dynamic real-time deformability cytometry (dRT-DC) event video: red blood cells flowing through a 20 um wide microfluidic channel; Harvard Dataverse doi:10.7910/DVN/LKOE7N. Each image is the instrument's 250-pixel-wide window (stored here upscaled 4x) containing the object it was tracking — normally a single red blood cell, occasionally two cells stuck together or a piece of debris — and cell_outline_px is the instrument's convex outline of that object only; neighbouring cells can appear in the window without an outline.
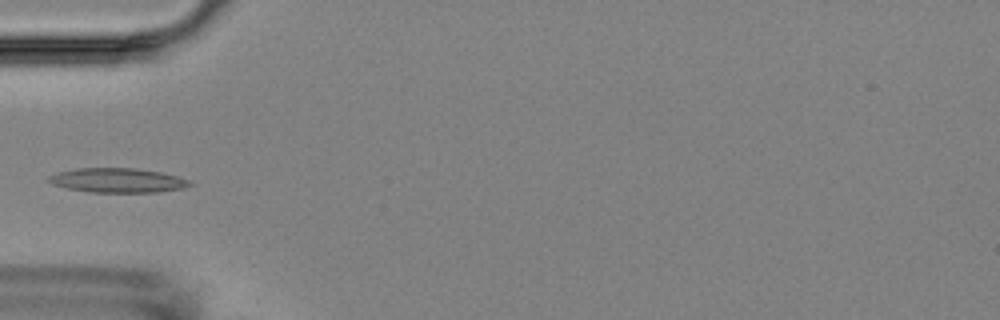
{"species": "Egyptian fruit bat (a non-hibernating species)", "species_latin": "Rousettus aegyptiacus", "temperature_condition": "room temperature", "stored_images_in_passage": 7, "camera_frame_rate_fps": 3000, "um_per_image_px": 0.085, "animal": {"sex": "female"}, "frame": {"image": 1, "passage_image": 4, "time_ms": 4.667, "image_size_px": [1000, 320], "cell_outline_px": [[196, 184], [184, 188], [160, 192], [88, 192], [68, 188], [52, 184], [44, 180], [48, 176], [56, 172], [76, 168], [136, 168], [160, 172], [192, 180]], "centroid_in_image_um": [10.0, 15.33], "position_along_channel_um": 75.0, "area_um2": 20.4}}
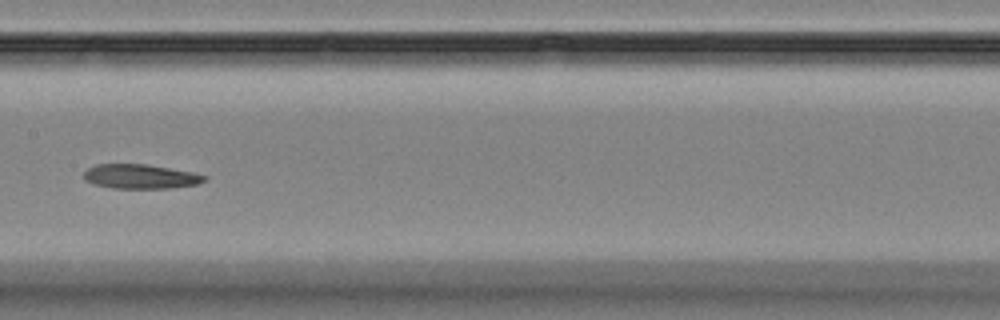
{"frame": {"image": 2, "passage_image": 7, "time_ms": 8.0, "image_size_px": [1000, 320], "cell_outline_px": [[208, 180], [196, 184], [172, 188], [112, 188], [92, 184], [84, 180], [84, 172], [88, 168], [96, 164], [144, 164], [192, 172], [208, 176]], "centroid_in_image_um": [11.93, 15.01], "position_along_channel_um": 195.5, "area_um2": 17.17}}